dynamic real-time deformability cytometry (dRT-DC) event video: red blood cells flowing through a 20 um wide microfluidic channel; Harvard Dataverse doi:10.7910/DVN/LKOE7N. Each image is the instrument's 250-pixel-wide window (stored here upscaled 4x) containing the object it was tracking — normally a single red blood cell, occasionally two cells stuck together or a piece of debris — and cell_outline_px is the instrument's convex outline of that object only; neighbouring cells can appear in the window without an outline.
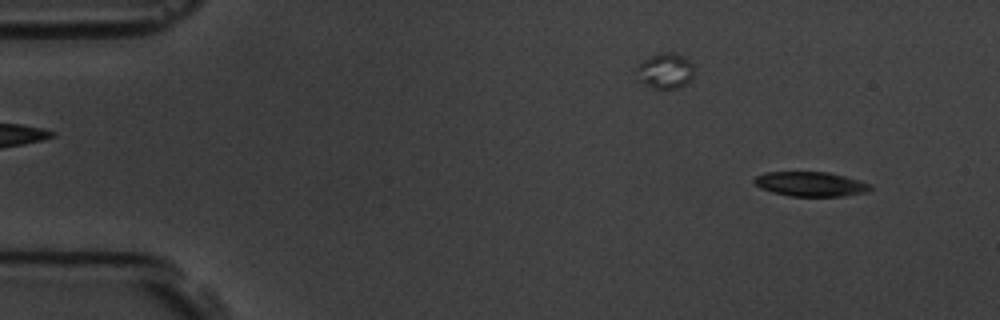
{"species": "common noctule bat (a hibernating species)", "species_latin": "Nyctalus noctula", "temperature_condition": "room temperature", "stored_images_in_passage": 9, "camera_frame_rate_fps": 3000, "um_per_image_px": 0.085, "animal": {"sex": "male", "body_mass_g": 19.5, "forearm_length_mm": 54.6}, "frame": {"image": 1, "passage_image": 1, "time_ms": 0.0, "image_size_px": [1000, 320], "cell_outline_px": [[872, 188], [868, 192], [840, 196], [788, 196], [772, 192], [760, 188], [752, 180], [756, 176], [764, 172], [828, 172], [860, 180], [868, 184]], "centroid_in_image_um": [68.87, 15.64], "position_along_channel_um": 16.1, "area_um2": 16.59}}
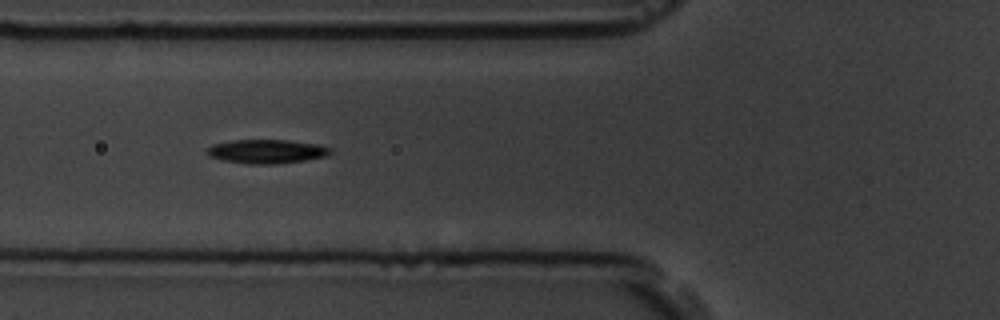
{"frame": {"image": 2, "passage_image": 6, "time_ms": 5.333, "image_size_px": [1000, 320], "cell_outline_px": [[332, 152], [324, 156], [304, 160], [276, 164], [248, 164], [220, 160], [208, 156], [208, 148], [212, 144], [232, 140], [288, 140], [320, 144], [332, 148]], "centroid_in_image_um": [22.66, 12.87], "position_along_channel_um": 103.1, "area_um2": 17.28}}
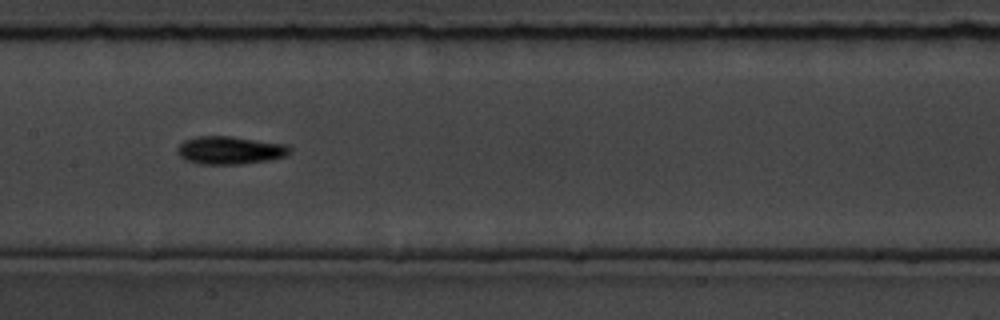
{"frame": {"image": 3, "passage_image": 8, "time_ms": 7.667, "image_size_px": [1000, 320], "cell_outline_px": [[292, 152], [284, 156], [268, 160], [240, 164], [200, 164], [184, 160], [176, 152], [176, 148], [184, 140], [196, 136], [232, 136], [288, 144], [292, 148]], "centroid_in_image_um": [19.54, 12.76], "position_along_channel_um": 187.9, "area_um2": 18.55}}